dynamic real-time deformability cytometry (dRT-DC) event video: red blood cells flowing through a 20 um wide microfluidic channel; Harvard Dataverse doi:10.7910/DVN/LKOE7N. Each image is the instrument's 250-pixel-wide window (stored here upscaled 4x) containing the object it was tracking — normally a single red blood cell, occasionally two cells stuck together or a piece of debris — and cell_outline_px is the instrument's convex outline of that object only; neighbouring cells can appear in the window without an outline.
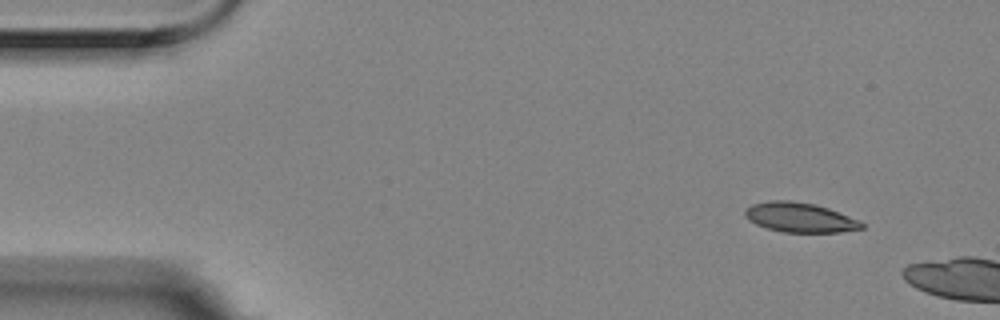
{"species": "Egyptian fruit bat (a non-hibernating species)", "species_latin": "Rousettus aegyptiacus", "temperature_condition": "room temperature", "stored_images_in_passage": 5, "segment_of_instrument_passage": [2, 2], "camera_frame_rate_fps": 3000, "um_per_image_px": 0.085, "animal": {"sex": "female"}, "frame": {"image": 1, "passage_image": 5, "time_ms": 1.333, "image_size_px": [1000, 320], "cell_outline_px": [[864, 228], [840, 232], [784, 232], [768, 228], [756, 224], [748, 220], [744, 216], [744, 208], [752, 204], [768, 200], [792, 200], [816, 204], [828, 208], [860, 220], [864, 224]], "centroid_in_image_um": [67.97, 18.47], "position_along_channel_um": 17.0, "area_um2": 20.35}}